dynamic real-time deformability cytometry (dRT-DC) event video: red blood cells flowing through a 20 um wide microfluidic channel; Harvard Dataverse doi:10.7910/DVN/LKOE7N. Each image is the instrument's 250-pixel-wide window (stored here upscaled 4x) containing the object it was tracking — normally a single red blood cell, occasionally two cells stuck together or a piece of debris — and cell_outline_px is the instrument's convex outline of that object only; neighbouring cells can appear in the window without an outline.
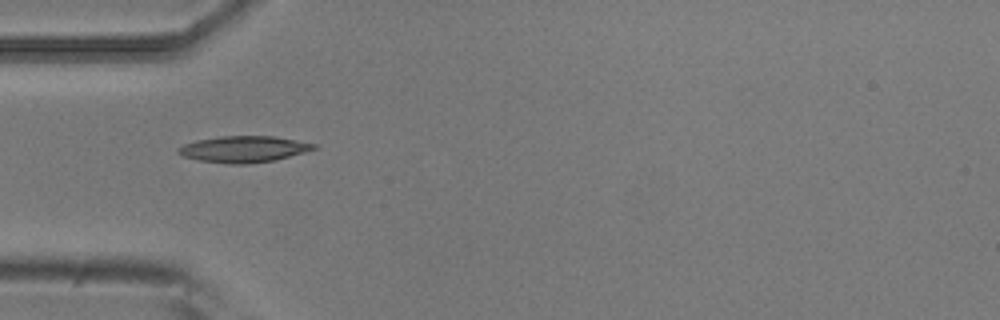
{"species": "common noctule bat (a hibernating species)", "species_latin": "Nyctalus noctula", "temperature_condition": "room temperature", "stored_images_in_passage": 4, "camera_frame_rate_fps": 3000, "um_per_image_px": 0.085, "animal": {"sex": "male", "body_mass_g": 20.5, "forearm_length_mm": 52.5}, "frame": {"image": 1, "passage_image": 1, "time_ms": 0.0, "image_size_px": [1000, 320], "cell_outline_px": [[316, 148], [304, 152], [276, 160], [248, 164], [228, 164], [200, 160], [184, 156], [176, 152], [176, 148], [184, 144], [196, 140], [220, 136], [276, 136], [316, 144]], "centroid_in_image_um": [20.69, 12.67], "position_along_channel_um": 64.3, "area_um2": 20.81}}
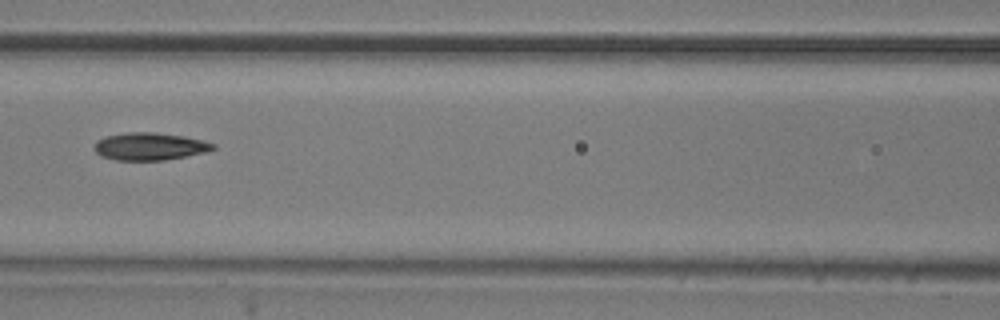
{"frame": {"image": 2, "passage_image": 3, "time_ms": 0.667, "image_size_px": [1000, 320], "cell_outline_px": [[216, 148], [208, 152], [164, 160], [116, 160], [100, 156], [96, 152], [96, 140], [108, 136], [128, 132], [156, 132], [184, 136], [204, 140], [216, 144]], "centroid_in_image_um": [12.79, 12.44], "position_along_channel_um": 153.8, "area_um2": 19.07}}
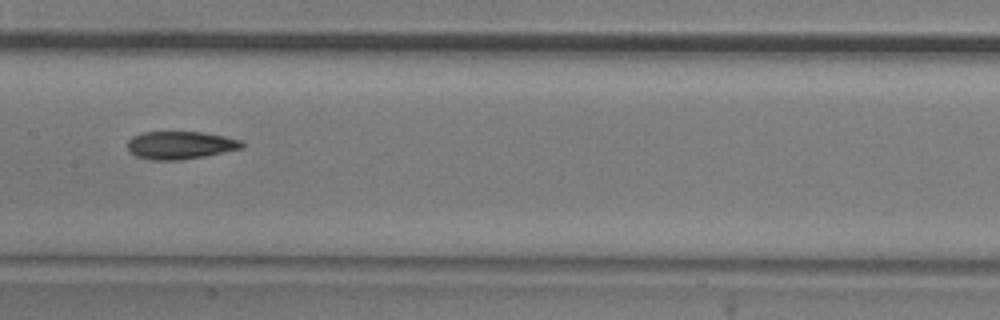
{"frame": {"image": 3, "passage_image": 4, "time_ms": 1.0, "image_size_px": [1000, 320], "cell_outline_px": [[244, 148], [204, 156], [180, 160], [148, 160], [136, 156], [128, 148], [128, 140], [132, 136], [144, 132], [200, 132], [224, 136], [240, 140], [244, 144]], "centroid_in_image_um": [15.32, 12.34], "position_along_channel_um": 192.1, "area_um2": 18.5}}